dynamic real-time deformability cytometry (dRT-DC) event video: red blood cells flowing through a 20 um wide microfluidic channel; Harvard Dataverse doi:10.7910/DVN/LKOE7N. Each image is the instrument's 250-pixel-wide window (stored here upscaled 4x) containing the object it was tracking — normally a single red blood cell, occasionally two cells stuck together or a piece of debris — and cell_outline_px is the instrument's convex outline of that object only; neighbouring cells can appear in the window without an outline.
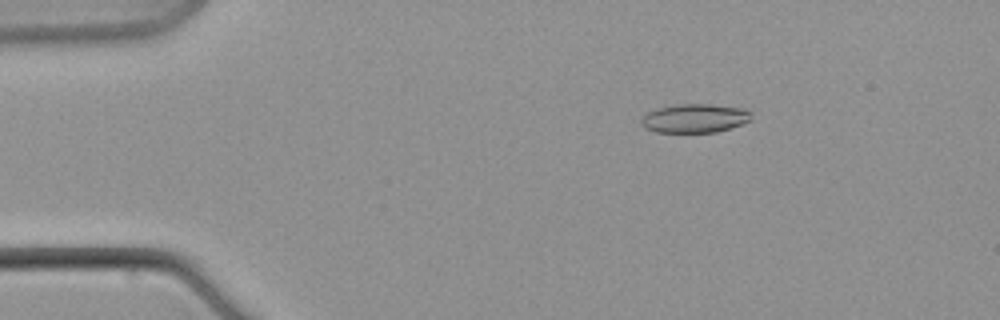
{"species": "common noctule bat (a hibernating species)", "species_latin": "Nyctalus noctula", "temperature_condition": "warm", "stored_images_in_passage": 7, "camera_frame_rate_fps": 3000, "um_per_image_px": 0.085, "animal": {"sex": "male", "body_mass_g": 21.5, "forearm_length_mm": 52.0}, "frame": {"image": 1, "passage_image": 3, "time_ms": 2.333, "image_size_px": [1000, 320], "cell_outline_px": [[752, 120], [716, 132], [656, 132], [644, 128], [640, 120], [648, 112], [656, 108], [672, 104], [712, 104], [744, 108], [752, 112]], "centroid_in_image_um": [59.05, 10.04], "position_along_channel_um": 25.9, "area_um2": 18.61}}
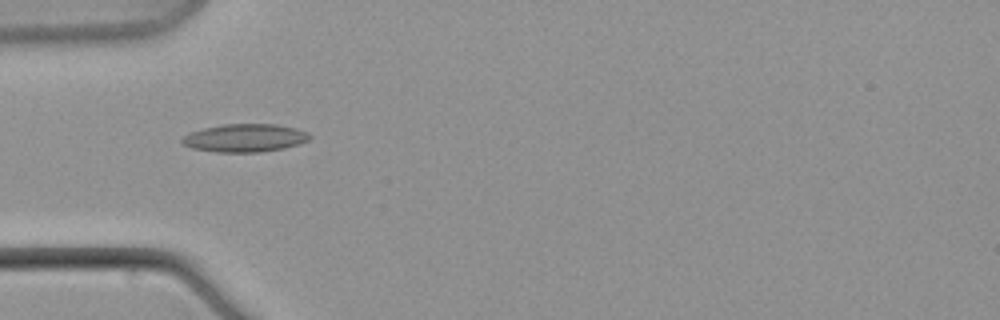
{"frame": {"image": 2, "passage_image": 6, "time_ms": 6.333, "image_size_px": [1000, 320], "cell_outline_px": [[312, 136], [308, 140], [284, 148], [260, 152], [216, 152], [192, 148], [184, 144], [180, 140], [188, 132], [204, 128], [224, 124], [276, 124], [296, 128], [308, 132]], "centroid_in_image_um": [20.81, 11.72], "position_along_channel_um": 64.2, "area_um2": 20.81}}